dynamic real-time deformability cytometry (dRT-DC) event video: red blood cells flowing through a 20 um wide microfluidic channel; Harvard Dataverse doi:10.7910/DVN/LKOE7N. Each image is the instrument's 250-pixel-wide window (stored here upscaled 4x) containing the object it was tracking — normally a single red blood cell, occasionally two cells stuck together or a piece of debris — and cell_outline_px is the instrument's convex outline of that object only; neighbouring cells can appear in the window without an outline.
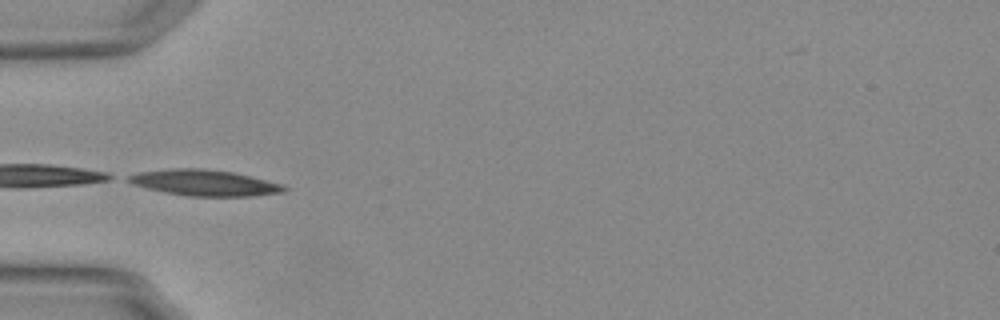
{"species": "Egyptian fruit bat (a non-hibernating species)", "species_latin": "Rousettus aegyptiacus", "temperature_condition": "warm", "stored_images_in_passage": 9, "camera_frame_rate_fps": 3000, "um_per_image_px": 0.085, "animal": {"sex": "female"}, "frame": {"image": 1, "passage_image": 1, "time_ms": 0.0, "image_size_px": [1000, 320], "cell_outline_px": [[288, 188], [284, 192], [248, 196], [188, 196], [164, 192], [132, 184], [124, 180], [128, 176], [140, 172], [172, 168], [204, 168], [232, 172], [252, 176], [284, 184]], "centroid_in_image_um": [17.4, 15.53], "position_along_channel_um": 67.6, "area_um2": 23.64}}
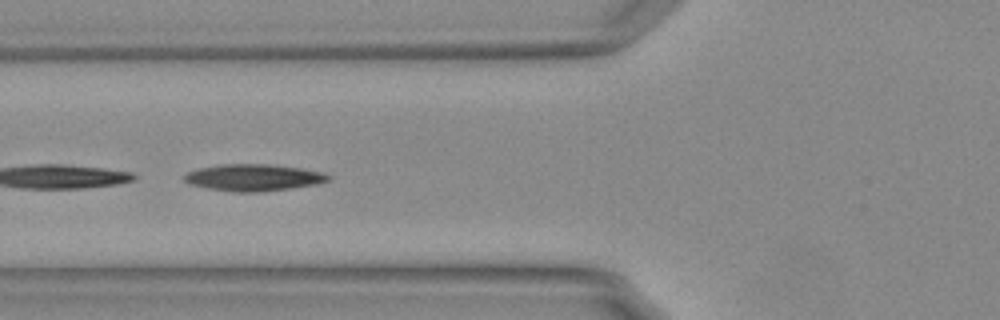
{"frame": {"image": 2, "passage_image": 4, "time_ms": 1.0, "image_size_px": [1000, 320], "cell_outline_px": [[332, 176], [328, 180], [316, 184], [292, 188], [260, 192], [232, 192], [208, 188], [192, 184], [184, 180], [184, 176], [188, 172], [200, 168], [224, 164], [268, 164], [300, 168], [324, 172]], "centroid_in_image_um": [21.59, 15.09], "position_along_channel_um": 104.2, "area_um2": 22.31}}